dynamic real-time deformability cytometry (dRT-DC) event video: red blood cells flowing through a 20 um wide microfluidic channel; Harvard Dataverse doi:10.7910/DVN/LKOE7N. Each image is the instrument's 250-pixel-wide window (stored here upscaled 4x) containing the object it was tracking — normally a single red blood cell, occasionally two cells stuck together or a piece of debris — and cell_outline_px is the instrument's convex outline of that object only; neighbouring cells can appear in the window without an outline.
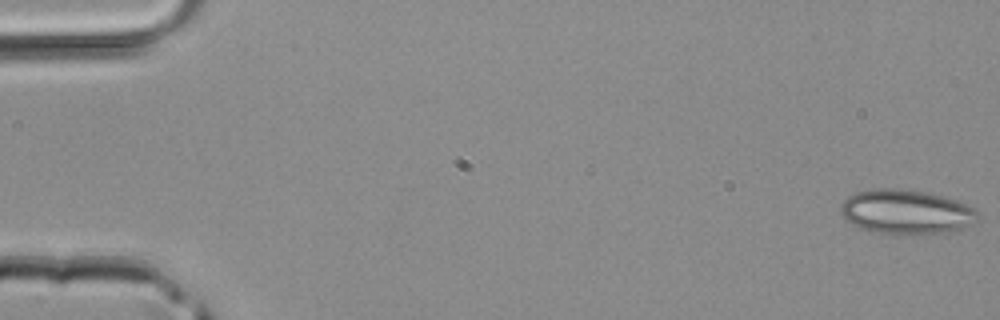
{"species": "common noctule bat (a hibernating species)", "species_latin": "Nyctalus noctula", "temperature_condition": "room temperature", "stored_images_in_passage": 44, "camera_frame_rate_fps": 3000, "um_per_image_px": 0.085, "animal": {"sex": "male", "body_mass_g": 20.4}, "frame": {"image": 1, "passage_image": 1, "time_ms": 0.0, "image_size_px": [1000, 320], "cell_outline_px": [[980, 216], [972, 224], [960, 228], [944, 232], [904, 236], [896, 236], [868, 232], [844, 220], [840, 212], [840, 204], [848, 196], [856, 192], [876, 188], [896, 188], [924, 192], [956, 200], [976, 208], [980, 212]], "centroid_in_image_um": [76.98, 18.04], "position_along_channel_um": 8.0, "area_um2": 36.24}}
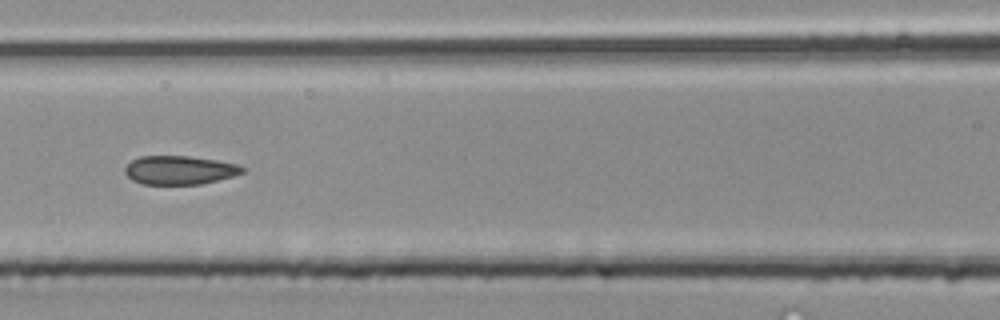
{"frame": {"image": 2, "passage_image": 20, "time_ms": 6.333, "image_size_px": [1000, 320], "cell_outline_px": [[244, 172], [232, 176], [200, 184], [144, 184], [132, 180], [124, 172], [124, 168], [132, 160], [140, 156], [188, 156], [216, 160], [236, 164], [244, 168]], "centroid_in_image_um": [15.23, 14.45], "position_along_channel_um": 151.4, "area_um2": 19.42}}
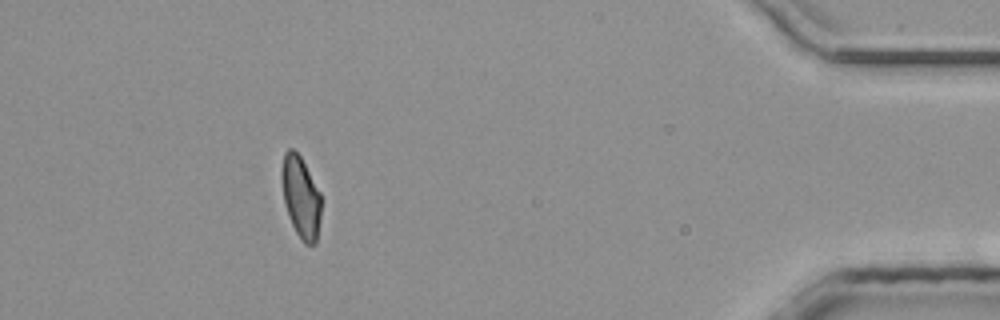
{"frame": {"image": 3, "passage_image": 40, "time_ms": 13.0, "image_size_px": [1000, 320], "cell_outline_px": [[320, 216], [316, 244], [304, 244], [296, 232], [292, 224], [284, 200], [280, 176], [280, 172], [284, 152], [288, 148], [292, 148], [300, 156], [320, 192]], "centroid_in_image_um": [25.55, 16.72], "position_along_channel_um": 409.7, "area_um2": 18.61}}